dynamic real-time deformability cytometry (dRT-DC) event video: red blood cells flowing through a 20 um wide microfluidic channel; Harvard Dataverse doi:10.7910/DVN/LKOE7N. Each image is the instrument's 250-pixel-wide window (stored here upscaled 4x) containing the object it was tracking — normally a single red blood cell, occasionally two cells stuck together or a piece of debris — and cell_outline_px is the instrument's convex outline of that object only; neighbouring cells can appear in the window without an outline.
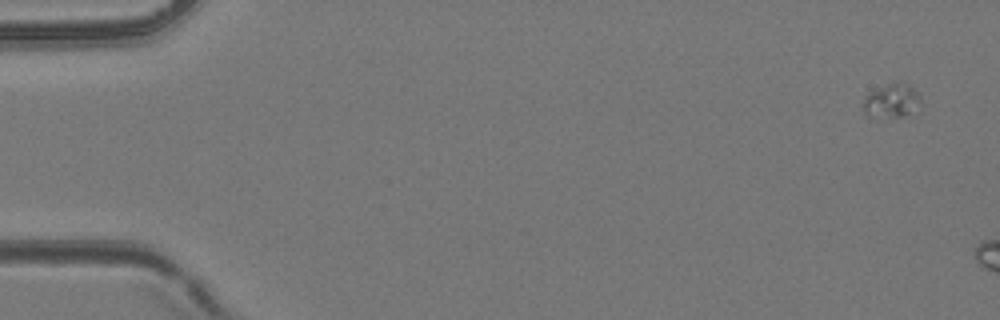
{"species": "common noctule bat (a hibernating species)", "species_latin": "Nyctalus noctula", "temperature_condition": "room temperature", "stored_images_in_passage": 3, "camera_frame_rate_fps": 3000, "um_per_image_px": 0.085, "animal": {"sex": "female", "body_mass_g": 24.6, "forearm_length_mm": 56.2}, "frame": {"image": 1, "passage_image": 1, "time_ms": 0.0, "image_size_px": [1000, 320], "cell_outline_px": [[920, 100], [908, 116], [868, 116], [864, 112], [864, 96], [888, 84], [908, 84], [920, 96]], "centroid_in_image_um": [75.77, 8.58], "position_along_channel_um": 9.2, "area_um2": 10.64}}